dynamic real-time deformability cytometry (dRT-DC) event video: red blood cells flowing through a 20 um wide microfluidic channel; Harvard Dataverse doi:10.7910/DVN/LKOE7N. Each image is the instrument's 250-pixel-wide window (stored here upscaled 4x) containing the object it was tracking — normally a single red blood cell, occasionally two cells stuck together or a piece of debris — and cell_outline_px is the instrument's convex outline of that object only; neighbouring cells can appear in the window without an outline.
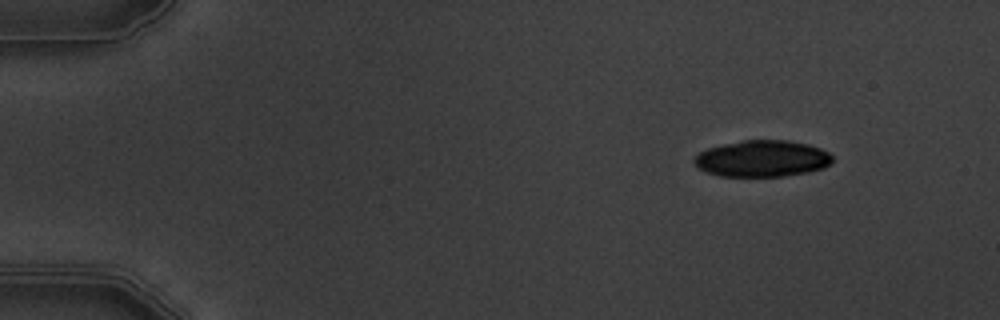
{"species": "common noctule bat (a hibernating species)", "species_latin": "Nyctalus noctula", "temperature_condition": "warm", "stored_images_in_passage": 5, "camera_frame_rate_fps": 3000, "um_per_image_px": 0.085, "animal": {"sex": "male", "body_mass_g": 19.5, "forearm_length_mm": 54.6}, "frame": {"image": 1, "passage_image": 2, "time_ms": 1.333, "image_size_px": [1000, 320], "cell_outline_px": [[832, 160], [824, 168], [808, 172], [784, 176], [720, 176], [696, 168], [692, 160], [700, 152], [708, 148], [724, 144], [744, 140], [788, 140], [808, 144], [820, 148], [828, 152], [832, 156]], "centroid_in_image_um": [64.77, 13.48], "position_along_channel_um": 20.2, "area_um2": 29.36}}